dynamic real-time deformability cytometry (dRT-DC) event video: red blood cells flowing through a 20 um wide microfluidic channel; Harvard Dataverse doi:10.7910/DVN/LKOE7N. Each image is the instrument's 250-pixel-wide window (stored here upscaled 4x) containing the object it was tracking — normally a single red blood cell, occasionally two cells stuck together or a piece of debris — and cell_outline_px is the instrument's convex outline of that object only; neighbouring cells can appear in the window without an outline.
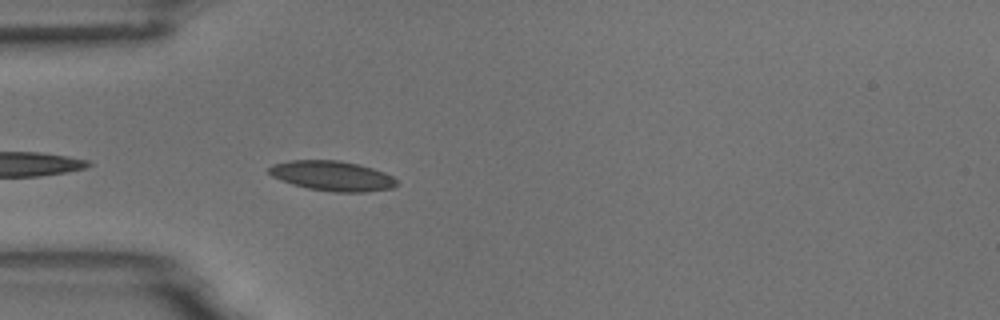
{"species": "common noctule bat (a hibernating species)", "species_latin": "Nyctalus noctula", "temperature_condition": "room temperature", "stored_images_in_passage": 4, "camera_frame_rate_fps": 3000, "um_per_image_px": 0.085, "animal": {"sex": "male", "body_mass_g": 18.8}, "frame": {"image": 1, "passage_image": 4, "time_ms": 1.0, "image_size_px": [1000, 320], "cell_outline_px": [[400, 184], [392, 188], [368, 192], [336, 192], [308, 188], [292, 184], [280, 180], [272, 176], [268, 172], [268, 168], [272, 164], [292, 160], [340, 160], [360, 164], [384, 172], [392, 176]], "centroid_in_image_um": [28.26, 14.95], "position_along_channel_um": 56.7, "area_um2": 22.43}}